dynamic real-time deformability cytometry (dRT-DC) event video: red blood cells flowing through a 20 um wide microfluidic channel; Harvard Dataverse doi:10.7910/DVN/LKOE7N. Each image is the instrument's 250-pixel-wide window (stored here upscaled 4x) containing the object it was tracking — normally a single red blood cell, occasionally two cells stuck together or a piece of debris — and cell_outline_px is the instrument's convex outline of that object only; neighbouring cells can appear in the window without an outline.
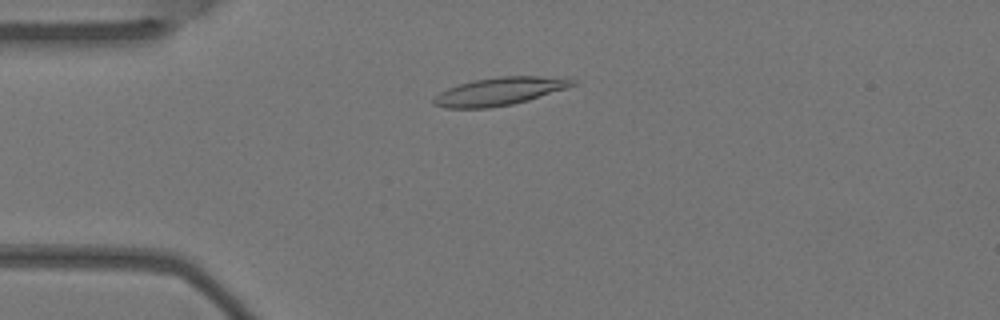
{"species": "Egyptian fruit bat (a non-hibernating species)", "species_latin": "Rousettus aegyptiacus", "temperature_condition": "warm", "stored_images_in_passage": 7, "camera_frame_rate_fps": 3000, "um_per_image_px": 0.085, "animal": {"sex": "female"}, "frame": {"image": 1, "passage_image": 3, "time_ms": 0.667, "image_size_px": [1000, 320], "cell_outline_px": [[576, 84], [568, 88], [528, 100], [512, 104], [488, 108], [444, 108], [432, 104], [432, 100], [440, 92], [448, 88], [472, 80], [500, 76], [540, 76], [576, 80]], "centroid_in_image_um": [42.44, 7.77], "position_along_channel_um": 42.6, "area_um2": 22.48}}
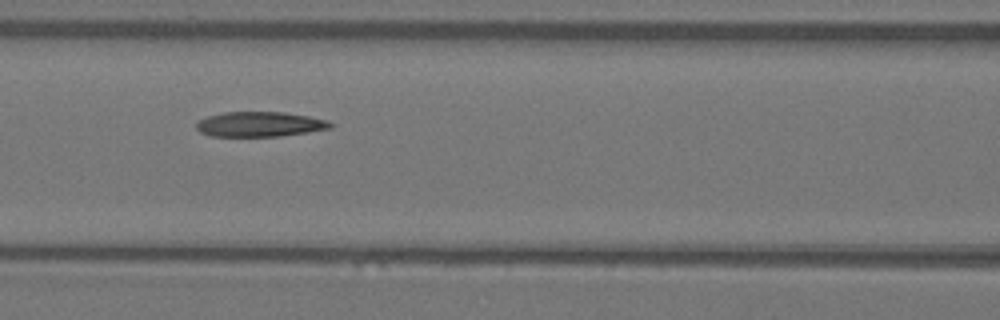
{"frame": {"image": 2, "passage_image": 6, "time_ms": 1.667, "image_size_px": [1000, 320], "cell_outline_px": [[332, 128], [308, 132], [280, 136], [212, 136], [200, 132], [196, 128], [196, 120], [208, 116], [224, 112], [284, 112], [308, 116], [328, 120], [332, 124]], "centroid_in_image_um": [22.06, 10.56], "position_along_channel_um": 144.5, "area_um2": 19.54}}
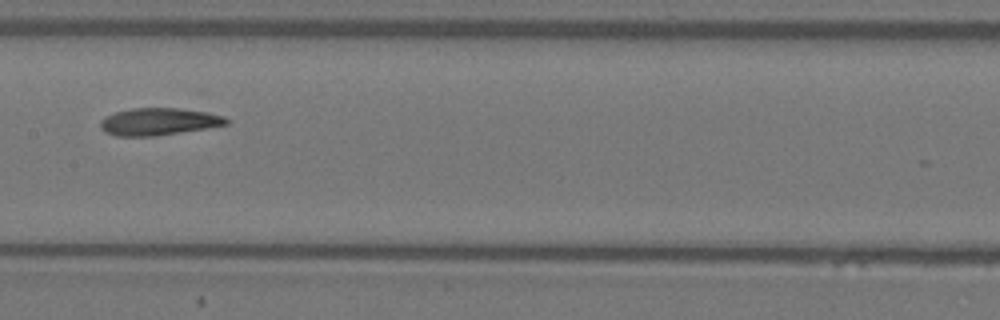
{"frame": {"image": 3, "passage_image": 7, "time_ms": 2.0, "image_size_px": [1000, 320], "cell_outline_px": [[228, 124], [156, 136], [116, 136], [104, 132], [100, 128], [100, 120], [104, 116], [116, 112], [132, 108], [180, 108], [208, 112], [224, 116], [228, 120]], "centroid_in_image_um": [13.44, 10.33], "position_along_channel_um": 194.0, "area_um2": 20.0}}